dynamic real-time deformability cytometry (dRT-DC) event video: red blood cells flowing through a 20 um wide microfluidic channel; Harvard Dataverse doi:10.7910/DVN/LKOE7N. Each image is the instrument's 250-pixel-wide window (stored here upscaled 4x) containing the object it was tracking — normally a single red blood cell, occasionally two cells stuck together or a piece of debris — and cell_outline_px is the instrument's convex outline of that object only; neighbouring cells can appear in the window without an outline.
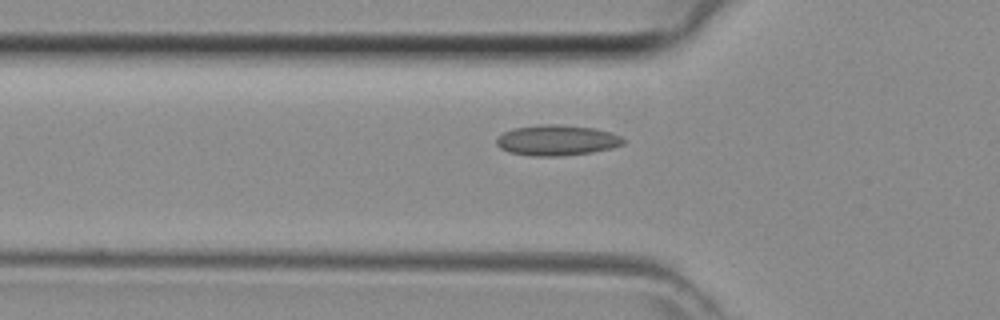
{"species": "common noctule bat (a hibernating species)", "species_latin": "Nyctalus noctula", "temperature_condition": "room temperature", "stored_images_in_passage": 26, "camera_frame_rate_fps": 3000, "um_per_image_px": 0.085, "animal": {"sex": "female", "body_mass_g": 29.2, "forearm_length_mm": 56.3}, "frame": {"image": 1, "passage_image": 2, "time_ms": 0.333, "image_size_px": [1000, 320], "cell_outline_px": [[624, 144], [612, 148], [592, 152], [560, 156], [528, 156], [508, 152], [500, 148], [496, 144], [496, 140], [504, 132], [516, 128], [540, 124], [556, 124], [596, 128], [612, 132], [620, 136], [624, 140]], "centroid_in_image_um": [47.34, 11.92], "position_along_channel_um": 78.5, "area_um2": 22.66}}
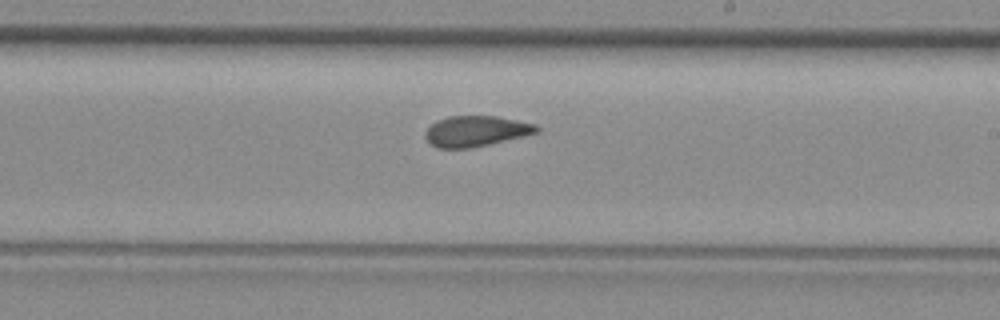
{"frame": {"image": 2, "passage_image": 13, "time_ms": 4.0, "image_size_px": [1000, 320], "cell_outline_px": [[540, 132], [524, 136], [488, 144], [468, 148], [436, 148], [424, 136], [424, 132], [436, 120], [448, 116], [496, 116], [536, 124], [540, 128]], "centroid_in_image_um": [40.46, 11.14], "position_along_channel_um": 248.5, "area_um2": 19.83}}
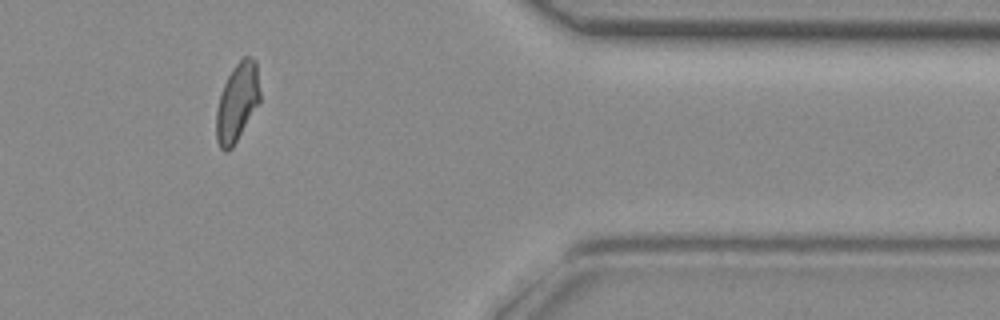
{"frame": {"image": 3, "passage_image": 24, "time_ms": 7.667, "image_size_px": [1000, 320], "cell_outline_px": [[260, 100], [232, 148], [228, 152], [224, 152], [220, 148], [216, 140], [216, 112], [220, 96], [224, 84], [232, 68], [244, 56], [248, 56], [256, 60], [260, 92]], "centroid_in_image_um": [20.15, 8.7], "position_along_channel_um": 391.2, "area_um2": 19.77}}